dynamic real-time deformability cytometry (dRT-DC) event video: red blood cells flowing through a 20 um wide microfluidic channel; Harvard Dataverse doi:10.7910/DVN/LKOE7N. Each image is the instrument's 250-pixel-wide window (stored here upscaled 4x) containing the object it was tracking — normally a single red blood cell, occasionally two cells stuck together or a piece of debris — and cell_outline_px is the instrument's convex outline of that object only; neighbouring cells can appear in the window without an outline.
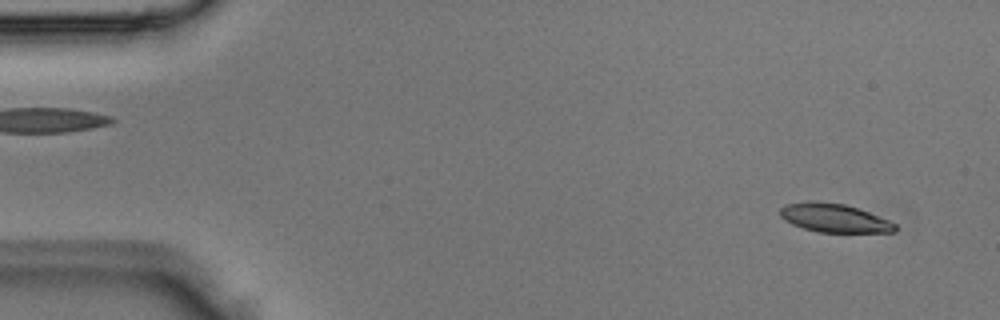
{"species": "Egyptian fruit bat (a non-hibernating species)", "species_latin": "Rousettus aegyptiacus", "temperature_condition": "room temperature", "stored_images_in_passage": 3, "segment_of_instrument_passage": [2, 2], "camera_frame_rate_fps": 3000, "um_per_image_px": 0.085, "animal": {"sex": "male"}, "frame": {"image": 1, "passage_image": 3, "time_ms": 0.667, "image_size_px": [1000, 320], "cell_outline_px": [[896, 232], [820, 232], [804, 228], [792, 224], [784, 220], [780, 216], [780, 208], [784, 204], [808, 200], [816, 200], [844, 204], [868, 212], [888, 220], [896, 224]], "centroid_in_image_um": [70.86, 18.51], "position_along_channel_um": 14.1, "area_um2": 19.19}}